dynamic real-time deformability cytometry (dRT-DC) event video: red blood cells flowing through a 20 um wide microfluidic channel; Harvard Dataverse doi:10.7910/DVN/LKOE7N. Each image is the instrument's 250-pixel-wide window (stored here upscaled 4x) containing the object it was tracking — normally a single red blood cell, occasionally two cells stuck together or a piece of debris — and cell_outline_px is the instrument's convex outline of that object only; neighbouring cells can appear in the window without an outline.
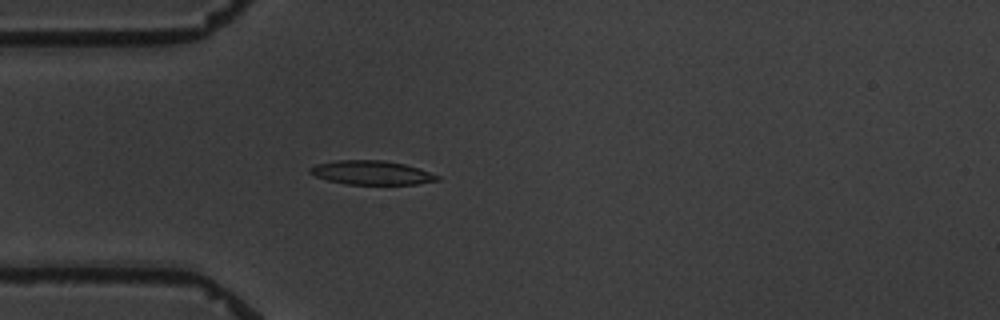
{"species": "common noctule bat (a hibernating species)", "species_latin": "Nyctalus noctula", "temperature_condition": "warm", "stored_images_in_passage": 4, "camera_frame_rate_fps": 3000, "um_per_image_px": 0.085, "animal": {"sex": "male", "body_mass_g": 19.5, "forearm_length_mm": 54.6}, "frame": {"image": 1, "passage_image": 4, "time_ms": 4.667, "image_size_px": [1000, 320], "cell_outline_px": [[440, 180], [416, 184], [348, 184], [328, 180], [316, 176], [308, 172], [308, 168], [316, 164], [336, 160], [384, 160], [404, 164], [420, 168], [440, 176]], "centroid_in_image_um": [31.59, 14.67], "position_along_channel_um": 53.4, "area_um2": 17.8}}